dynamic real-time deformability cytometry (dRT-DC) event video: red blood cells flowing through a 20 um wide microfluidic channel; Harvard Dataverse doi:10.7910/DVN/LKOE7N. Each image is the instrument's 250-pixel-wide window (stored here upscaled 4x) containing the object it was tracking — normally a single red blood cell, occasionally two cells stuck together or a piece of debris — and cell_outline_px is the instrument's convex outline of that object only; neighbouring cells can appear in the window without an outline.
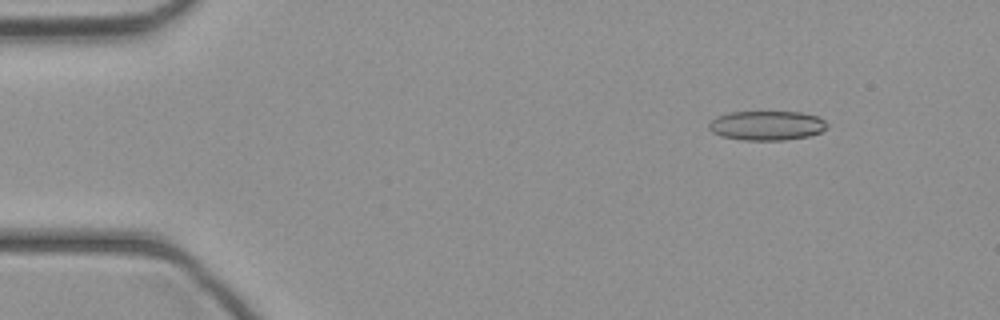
{"species": "common noctule bat (a hibernating species)", "species_latin": "Nyctalus noctula", "temperature_condition": "cold", "stored_images_in_passage": 45, "camera_frame_rate_fps": 3000, "um_per_image_px": 0.085, "animal": {"sex": "female", "body_mass_g": 21.9}, "frame": {"image": 1, "passage_image": 6, "time_ms": 1.667, "image_size_px": [1000, 320], "cell_outline_px": [[828, 128], [820, 132], [808, 136], [784, 140], [744, 140], [720, 136], [712, 132], [708, 128], [708, 124], [716, 116], [728, 112], [800, 112], [816, 116], [824, 120], [828, 124]], "centroid_in_image_um": [65.16, 10.67], "position_along_channel_um": 19.8, "area_um2": 20.35}}
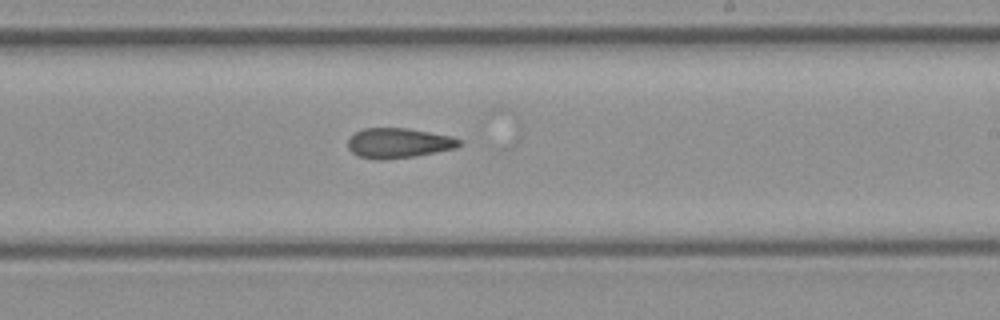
{"frame": {"image": 2, "passage_image": 27, "time_ms": 8.667, "image_size_px": [1000, 320], "cell_outline_px": [[460, 144], [456, 148], [416, 156], [384, 160], [376, 160], [356, 156], [348, 148], [348, 140], [356, 132], [364, 128], [408, 128], [452, 136], [460, 140]], "centroid_in_image_um": [33.86, 12.17], "position_along_channel_um": 255.1, "area_um2": 19.54}}
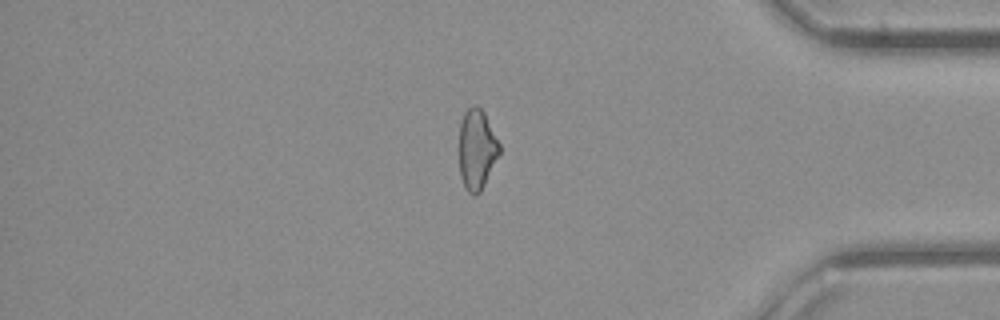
{"frame": {"image": 3, "passage_image": 38, "time_ms": 12.333, "image_size_px": [1000, 320], "cell_outline_px": [[500, 152], [480, 192], [468, 192], [460, 176], [460, 120], [464, 112], [472, 104], [476, 104], [484, 112], [500, 144]], "centroid_in_image_um": [40.53, 12.62], "position_along_channel_um": 394.7, "area_um2": 18.5}}